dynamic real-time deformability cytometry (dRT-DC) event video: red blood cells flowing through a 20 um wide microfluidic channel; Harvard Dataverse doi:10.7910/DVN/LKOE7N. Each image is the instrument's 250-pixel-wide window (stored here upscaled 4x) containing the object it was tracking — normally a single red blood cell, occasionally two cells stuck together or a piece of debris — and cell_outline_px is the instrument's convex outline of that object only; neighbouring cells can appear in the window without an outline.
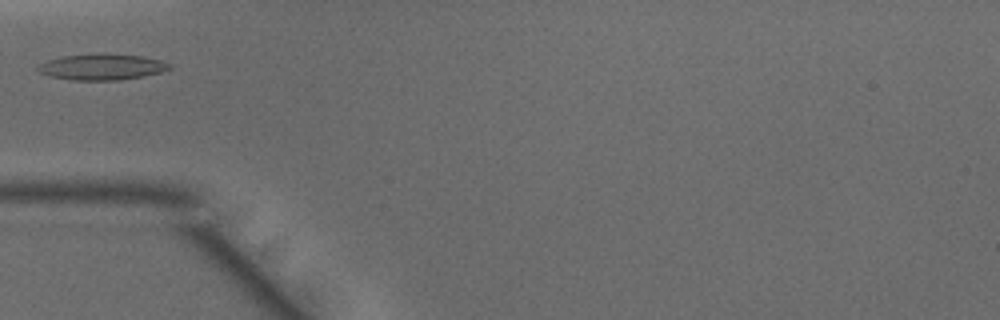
{"species": "common noctule bat (a hibernating species)", "species_latin": "Nyctalus noctula", "temperature_condition": "warm", "stored_images_in_passage": 29, "camera_frame_rate_fps": 3000, "um_per_image_px": 0.085, "animal": {"sex": "male", "body_mass_g": 15.6}, "frame": {"image": 1, "passage_image": 1, "time_ms": 0.0, "image_size_px": [1000, 320], "cell_outline_px": [[172, 68], [160, 72], [144, 76], [120, 80], [72, 80], [52, 76], [40, 72], [36, 68], [40, 64], [48, 60], [64, 56], [96, 52], [104, 52], [144, 56], [160, 60], [172, 64]], "centroid_in_image_um": [8.71, 5.66], "position_along_channel_um": 76.3, "area_um2": 20.23}}
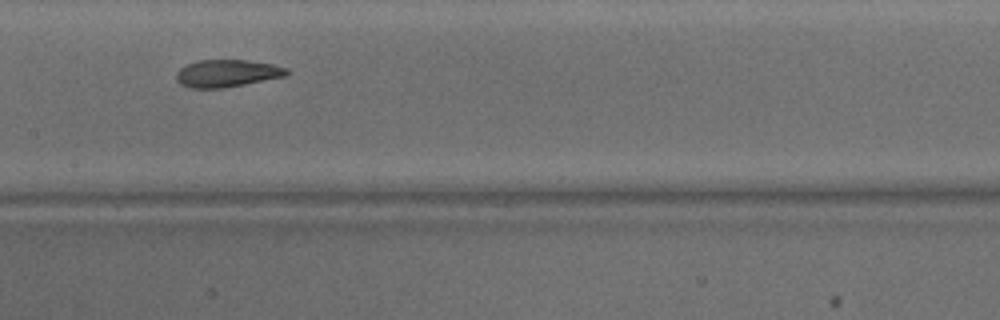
{"frame": {"image": 2, "passage_image": 9, "time_ms": 2.667, "image_size_px": [1000, 320], "cell_outline_px": [[288, 72], [284, 76], [224, 88], [192, 88], [180, 84], [176, 80], [176, 72], [180, 68], [188, 64], [200, 60], [248, 60], [272, 64], [288, 68]], "centroid_in_image_um": [19.27, 6.23], "position_along_channel_um": 188.1, "area_um2": 17.46}}
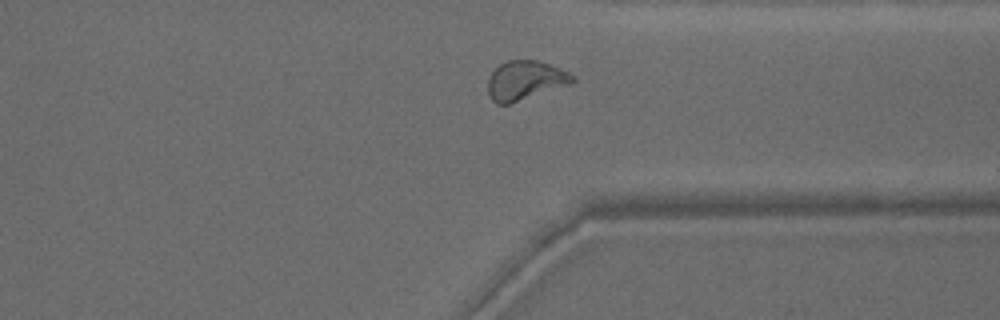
{"frame": {"image": 3, "passage_image": 22, "time_ms": 7.0, "image_size_px": [1000, 320], "cell_outline_px": [[576, 80], [572, 84], [508, 104], [496, 104], [492, 100], [488, 92], [488, 76], [500, 64], [508, 60], [540, 60], [568, 72], [576, 76]], "centroid_in_image_um": [44.66, 6.83], "position_along_channel_um": 366.7, "area_um2": 19.42}}